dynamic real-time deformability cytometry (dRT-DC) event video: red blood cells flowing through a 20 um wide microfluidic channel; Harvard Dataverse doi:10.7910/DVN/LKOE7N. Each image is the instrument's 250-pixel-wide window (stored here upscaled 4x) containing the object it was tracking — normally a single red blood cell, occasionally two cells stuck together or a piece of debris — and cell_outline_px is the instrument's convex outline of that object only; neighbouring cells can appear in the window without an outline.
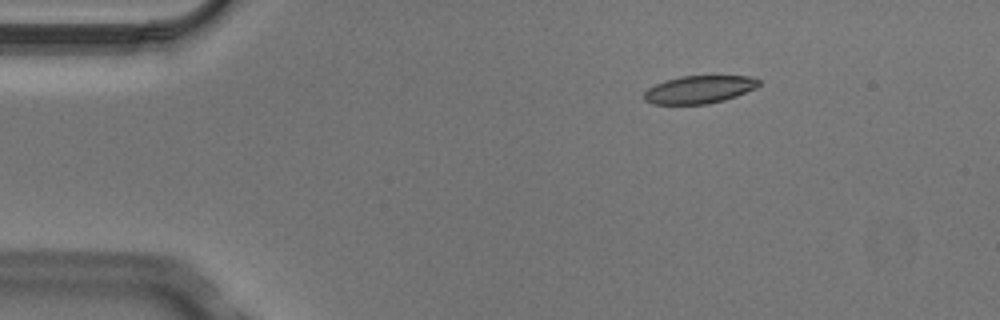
{"species": "Egyptian fruit bat (a non-hibernating species)", "species_latin": "Rousettus aegyptiacus", "temperature_condition": "cold", "stored_images_in_passage": 4, "camera_frame_rate_fps": 3000, "um_per_image_px": 0.085, "animal": {"sex": "male"}, "frame": {"image": 1, "passage_image": 2, "time_ms": 0.333, "image_size_px": [1000, 320], "cell_outline_px": [[760, 84], [756, 88], [736, 96], [724, 100], [708, 104], [652, 104], [644, 100], [644, 92], [648, 88], [664, 80], [680, 76], [752, 76], [760, 80]], "centroid_in_image_um": [59.43, 7.6], "position_along_channel_um": 25.6, "area_um2": 18.67}}